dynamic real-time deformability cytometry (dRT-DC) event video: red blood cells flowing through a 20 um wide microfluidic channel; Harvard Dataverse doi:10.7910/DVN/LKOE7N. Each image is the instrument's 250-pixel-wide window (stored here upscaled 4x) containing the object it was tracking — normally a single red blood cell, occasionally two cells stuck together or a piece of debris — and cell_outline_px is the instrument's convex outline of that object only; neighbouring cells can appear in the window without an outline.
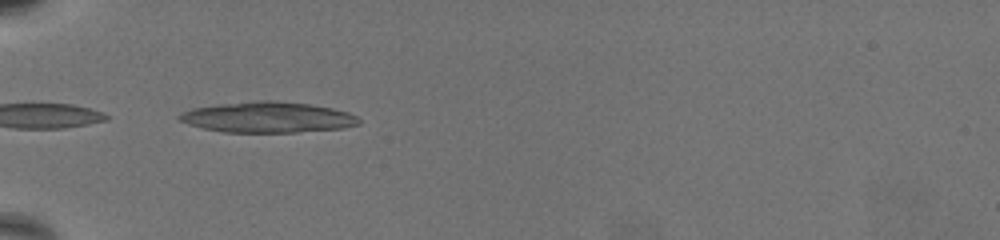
{"species": "common noctule bat (a hibernating species)", "species_latin": "Nyctalus noctula", "temperature_condition": "warm", "stored_images_in_passage": 3, "camera_frame_rate_fps": 3000, "um_per_image_px": 0.085, "animal": {"sex": "female", "body_mass_g": 19.5, "forearm_length_mm": 54.1}, "frame": {"image": 1, "passage_image": 1, "time_ms": 0.0, "image_size_px": [1000, 240], "cell_outline_px": [[360, 124], [340, 128], [296, 132], [224, 132], [204, 128], [180, 120], [176, 116], [184, 112], [196, 108], [220, 104], [264, 100], [308, 104], [332, 108], [348, 112], [356, 116], [360, 120]], "centroid_in_image_um": [22.8, 9.97], "position_along_channel_um": 62.2, "area_um2": 31.44}}